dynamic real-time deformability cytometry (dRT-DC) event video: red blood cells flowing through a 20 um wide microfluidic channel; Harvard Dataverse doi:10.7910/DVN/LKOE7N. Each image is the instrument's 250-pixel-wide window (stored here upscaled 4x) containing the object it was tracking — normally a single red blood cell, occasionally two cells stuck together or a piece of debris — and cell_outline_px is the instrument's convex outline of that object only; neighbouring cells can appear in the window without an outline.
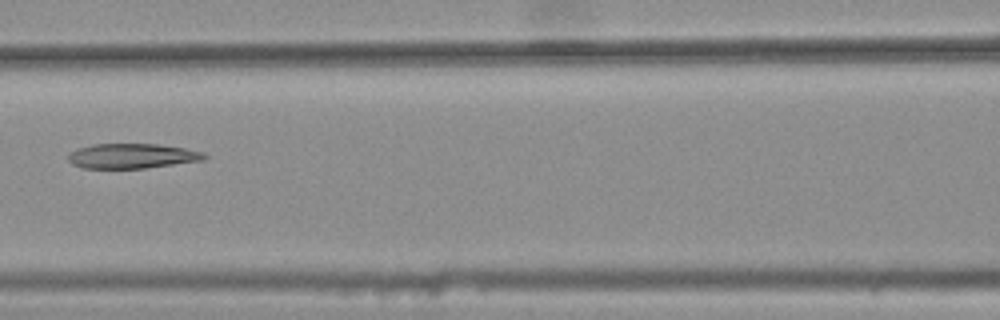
{"species": "common noctule bat (a hibernating species)", "species_latin": "Nyctalus noctula", "temperature_condition": "warm", "stored_images_in_passage": 6, "camera_frame_rate_fps": 3000, "um_per_image_px": 0.085, "animal": {"sex": "female", "body_mass_g": 25.1}, "frame": {"image": 1, "passage_image": 6, "time_ms": 1.667, "image_size_px": [1000, 320], "cell_outline_px": [[208, 156], [204, 160], [144, 168], [80, 168], [72, 164], [68, 160], [68, 152], [76, 148], [92, 144], [160, 144], [184, 148], [204, 152]], "centroid_in_image_um": [11.19, 13.25], "position_along_channel_um": 155.4, "area_um2": 19.88}}